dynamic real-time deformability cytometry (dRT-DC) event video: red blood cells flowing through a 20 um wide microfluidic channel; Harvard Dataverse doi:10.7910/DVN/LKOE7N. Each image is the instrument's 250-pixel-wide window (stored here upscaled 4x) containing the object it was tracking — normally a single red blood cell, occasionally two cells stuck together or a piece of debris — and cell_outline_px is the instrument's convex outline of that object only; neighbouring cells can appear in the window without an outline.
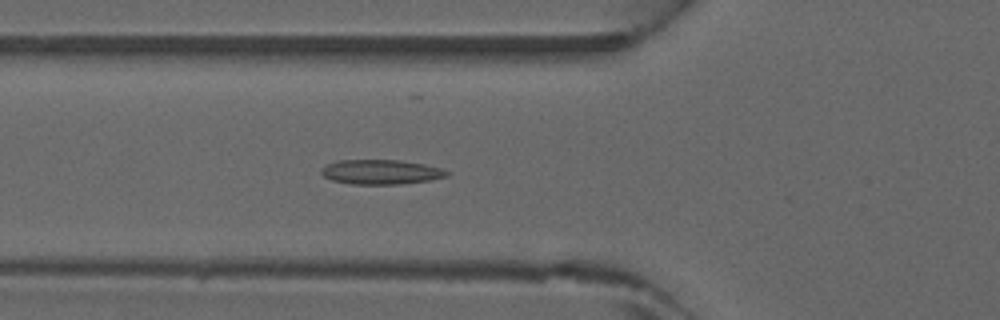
{"species": "common noctule bat (a hibernating species)", "species_latin": "Nyctalus noctula", "temperature_condition": "warm", "stored_images_in_passage": 47, "camera_frame_rate_fps": 3000, "um_per_image_px": 0.085, "animal": {"sex": "male", "forearm_length_mm": 52.5}, "frame": {"image": 1, "passage_image": 17, "time_ms": 5.333, "image_size_px": [1000, 320], "cell_outline_px": [[452, 172], [448, 176], [428, 180], [400, 184], [352, 184], [332, 180], [324, 176], [320, 172], [320, 168], [324, 164], [336, 160], [400, 160], [424, 164], [444, 168]], "centroid_in_image_um": [32.38, 14.6], "position_along_channel_um": 93.4, "area_um2": 18.26}}
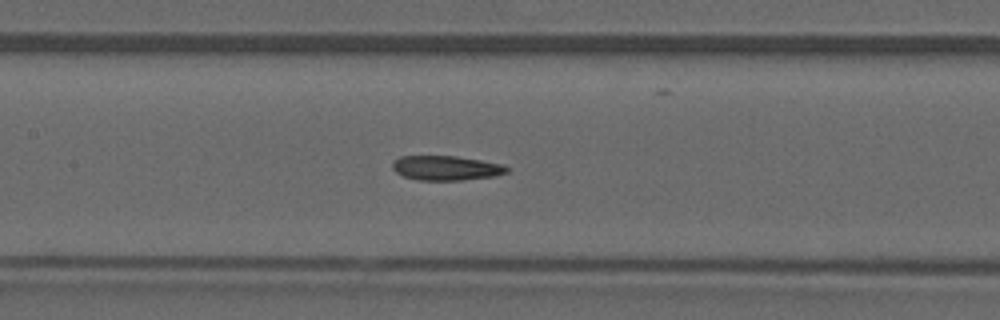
{"frame": {"image": 2, "passage_image": 22, "time_ms": 7.0, "image_size_px": [1000, 320], "cell_outline_px": [[512, 168], [508, 172], [496, 176], [464, 180], [416, 180], [404, 176], [396, 172], [392, 168], [392, 160], [400, 156], [456, 156], [504, 164]], "centroid_in_image_um": [37.95, 14.28], "position_along_channel_um": 169.4, "area_um2": 16.65}}
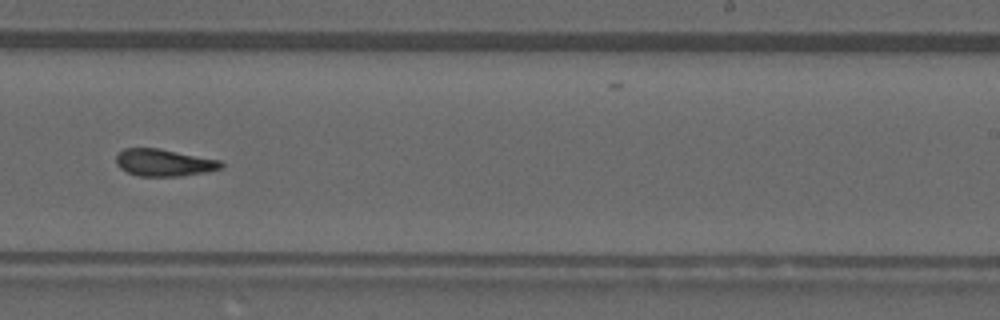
{"frame": {"image": 3, "passage_image": 29, "time_ms": 9.333, "image_size_px": [1000, 320], "cell_outline_px": [[224, 168], [204, 172], [180, 176], [140, 176], [128, 172], [120, 168], [116, 164], [116, 156], [124, 148], [160, 148], [220, 160], [224, 164]], "centroid_in_image_um": [13.95, 13.82], "position_along_channel_um": 275.1, "area_um2": 16.59}}